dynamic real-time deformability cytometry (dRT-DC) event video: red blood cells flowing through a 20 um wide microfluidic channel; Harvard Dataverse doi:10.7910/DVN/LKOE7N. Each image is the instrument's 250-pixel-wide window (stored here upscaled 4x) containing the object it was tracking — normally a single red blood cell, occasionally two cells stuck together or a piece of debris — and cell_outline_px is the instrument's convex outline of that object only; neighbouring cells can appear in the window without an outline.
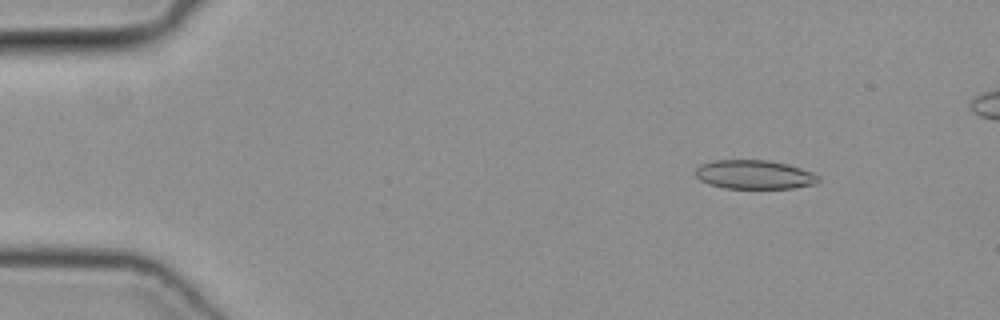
{"species": "common noctule bat (a hibernating species)", "species_latin": "Nyctalus noctula", "temperature_condition": "cold", "stored_images_in_passage": 49, "camera_frame_rate_fps": 3000, "um_per_image_px": 0.085, "animal": {"sex": "female", "body_mass_g": 19.3, "forearm_length_mm": 54.1}, "frame": {"image": 1, "passage_image": 7, "time_ms": 2.0, "image_size_px": [1000, 320], "cell_outline_px": [[820, 180], [816, 184], [792, 188], [724, 188], [708, 184], [700, 180], [696, 176], [696, 168], [700, 164], [712, 160], [768, 160], [788, 164], [812, 172], [820, 176]], "centroid_in_image_um": [64.12, 14.84], "position_along_channel_um": 20.9, "area_um2": 20.87}}
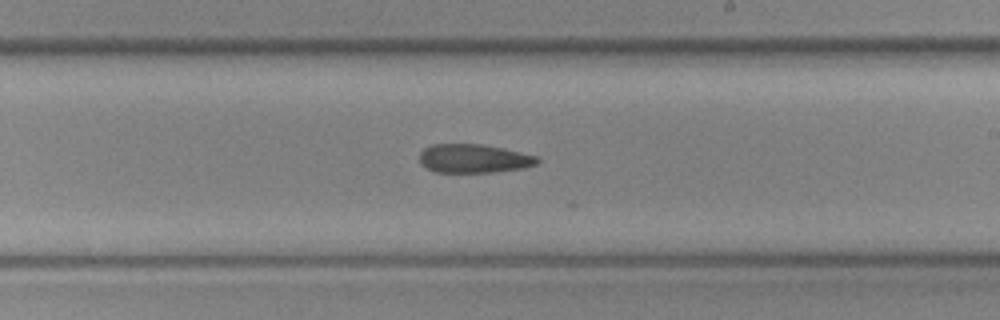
{"frame": {"image": 2, "passage_image": 30, "time_ms": 9.667, "image_size_px": [1000, 320], "cell_outline_px": [[540, 160], [536, 164], [524, 168], [492, 172], [436, 172], [424, 168], [420, 164], [420, 152], [424, 148], [432, 144], [480, 144], [500, 148], [536, 156]], "centroid_in_image_um": [40.21, 13.48], "position_along_channel_um": 248.8, "area_um2": 19.59}}
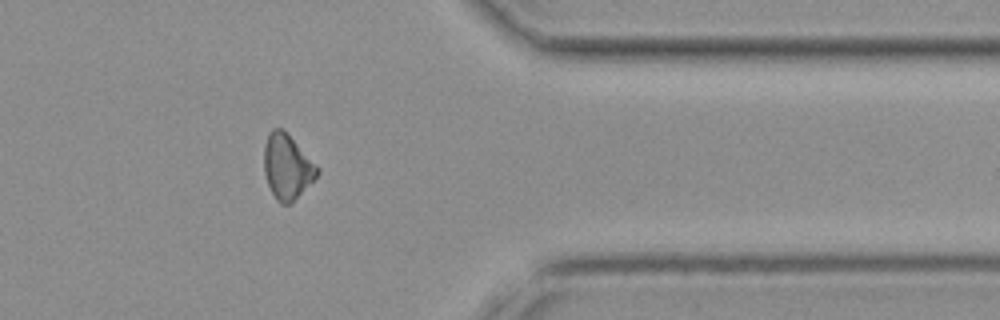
{"frame": {"image": 3, "passage_image": 41, "time_ms": 13.333, "image_size_px": [1000, 320], "cell_outline_px": [[320, 172], [288, 204], [280, 204], [276, 200], [268, 184], [264, 172], [264, 144], [268, 132], [272, 128], [284, 128], [320, 168]], "centroid_in_image_um": [24.38, 14.09], "position_along_channel_um": 387.0, "area_um2": 20.0}}